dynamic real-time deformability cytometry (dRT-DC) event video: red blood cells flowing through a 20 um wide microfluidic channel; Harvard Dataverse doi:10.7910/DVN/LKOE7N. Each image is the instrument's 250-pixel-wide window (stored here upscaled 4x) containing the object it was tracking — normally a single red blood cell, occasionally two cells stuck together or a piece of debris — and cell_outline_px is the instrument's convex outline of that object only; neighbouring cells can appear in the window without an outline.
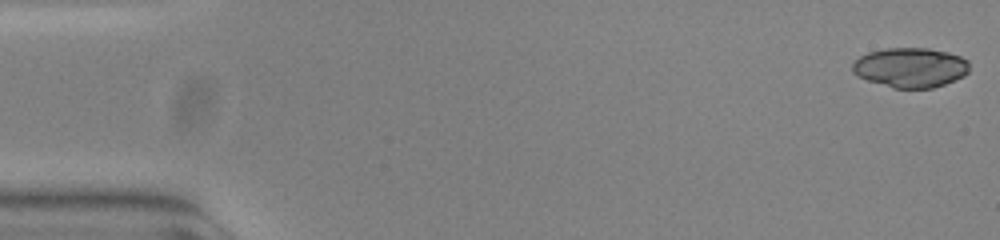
{"species": "common noctule bat (a hibernating species)", "species_latin": "Nyctalus noctula", "temperature_condition": "warm", "stored_images_in_passage": 53, "camera_frame_rate_fps": 3000, "um_per_image_px": 0.085, "animal": {"sex": "female", "body_mass_g": 23.0, "forearm_length_mm": 53.4}, "frame": {"image": 1, "passage_image": 1, "time_ms": 0.0, "image_size_px": [1000, 240], "cell_outline_px": [[968, 72], [964, 76], [944, 84], [932, 88], [892, 88], [856, 76], [852, 72], [852, 64], [860, 56], [868, 52], [884, 48], [928, 48], [948, 52], [960, 56], [968, 60]], "centroid_in_image_um": [77.37, 5.74], "position_along_channel_um": 7.6, "area_um2": 27.17}}
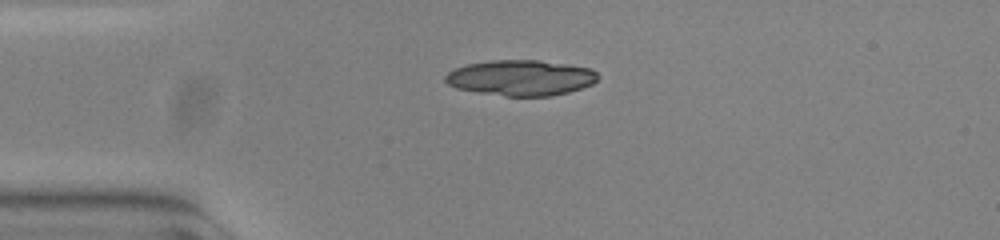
{"frame": {"image": 2, "passage_image": 13, "time_ms": 4.0, "image_size_px": [1000, 240], "cell_outline_px": [[600, 76], [592, 84], [568, 92], [552, 96], [504, 96], [456, 88], [448, 84], [444, 80], [444, 76], [448, 72], [456, 68], [468, 64], [492, 60], [540, 60], [568, 64], [592, 68]], "centroid_in_image_um": [44.29, 6.61], "position_along_channel_um": 40.7, "area_um2": 31.67}}